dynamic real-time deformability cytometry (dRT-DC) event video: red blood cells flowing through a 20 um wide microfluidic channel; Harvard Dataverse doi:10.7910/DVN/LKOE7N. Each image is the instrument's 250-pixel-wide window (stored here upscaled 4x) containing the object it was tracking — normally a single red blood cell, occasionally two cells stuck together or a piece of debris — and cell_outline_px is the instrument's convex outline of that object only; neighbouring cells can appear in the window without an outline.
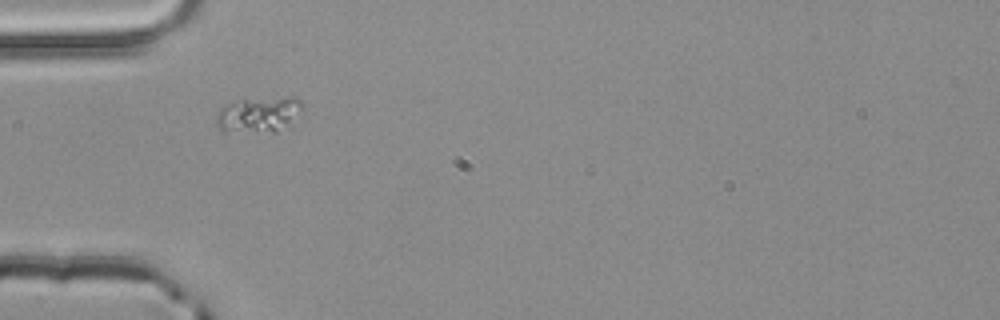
{"species": "common noctule bat (a hibernating species)", "species_latin": "Nyctalus noctula", "temperature_condition": "room temperature", "stored_images_in_passage": 1, "camera_frame_rate_fps": 3000, "um_per_image_px": 0.085, "animal": {"sex": "male", "body_mass_g": 20.4}, "frame": {"image": 1, "passage_image": 1, "time_ms": 0.0, "image_size_px": [1000, 320], "cell_outline_px": [[304, 108], [288, 128], [276, 132], [224, 132], [216, 124], [216, 112], [224, 104], [232, 100], [296, 96], [304, 100]], "centroid_in_image_um": [22.03, 9.73], "position_along_channel_um": 63.0, "area_um2": 18.79}}